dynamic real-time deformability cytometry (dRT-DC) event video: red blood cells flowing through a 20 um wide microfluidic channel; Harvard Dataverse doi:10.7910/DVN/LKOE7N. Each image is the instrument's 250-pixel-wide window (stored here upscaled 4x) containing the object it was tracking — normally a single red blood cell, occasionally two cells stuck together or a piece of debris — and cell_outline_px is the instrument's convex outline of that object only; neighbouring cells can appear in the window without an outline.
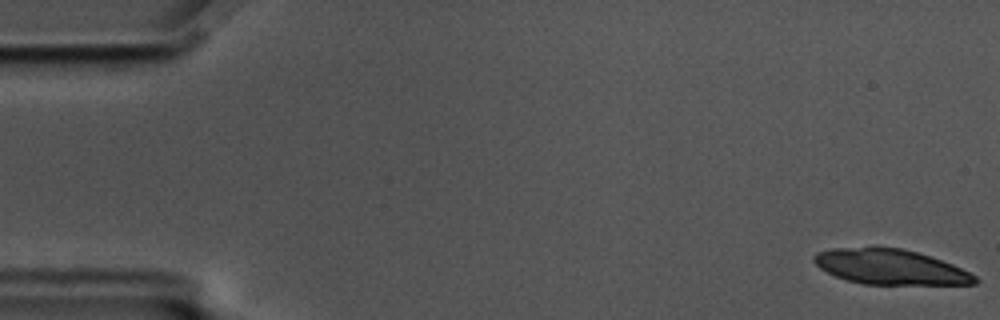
{"species": "common noctule bat (a hibernating species)", "species_latin": "Nyctalus noctula", "temperature_condition": "cold", "stored_images_in_passage": 20, "camera_frame_rate_fps": 3000, "um_per_image_px": 0.085, "animal": {"sex": "male", "body_mass_g": 17.5, "forearm_length_mm": 52.3}, "frame": {"image": 1, "passage_image": 1, "time_ms": 0.0, "image_size_px": [1000, 320], "cell_outline_px": [[980, 280], [976, 284], [864, 284], [848, 280], [836, 276], [820, 268], [812, 260], [812, 256], [816, 252], [832, 248], [900, 248], [916, 252], [952, 264], [976, 276]], "centroid_in_image_um": [75.65, 22.7], "position_along_channel_um": 9.3, "area_um2": 32.43}}